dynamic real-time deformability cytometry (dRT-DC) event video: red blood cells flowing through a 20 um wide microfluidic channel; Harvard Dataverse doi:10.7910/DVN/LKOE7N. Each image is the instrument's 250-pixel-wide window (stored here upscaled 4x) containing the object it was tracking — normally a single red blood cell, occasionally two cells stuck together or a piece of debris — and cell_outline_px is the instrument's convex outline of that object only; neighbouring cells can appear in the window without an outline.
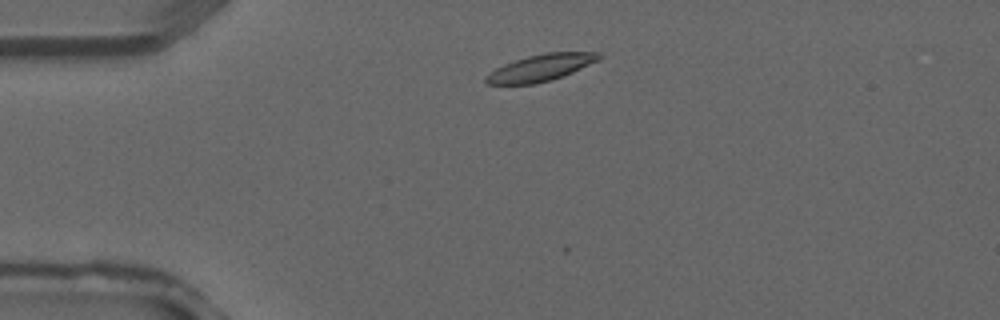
{"species": "common noctule bat (a hibernating species)", "species_latin": "Nyctalus noctula", "temperature_condition": "warm", "stored_images_in_passage": 2, "camera_frame_rate_fps": 3000, "um_per_image_px": 0.085, "animal": {"sex": "male", "forearm_length_mm": 52.5}, "frame": {"image": 1, "passage_image": 1, "time_ms": 0.0, "image_size_px": [1000, 320], "cell_outline_px": [[604, 56], [600, 60], [572, 72], [552, 80], [532, 84], [488, 84], [484, 80], [484, 76], [496, 68], [504, 64], [528, 56], [544, 52], [600, 52]], "centroid_in_image_um": [45.99, 5.75], "position_along_channel_um": 39.0, "area_um2": 17.63}}
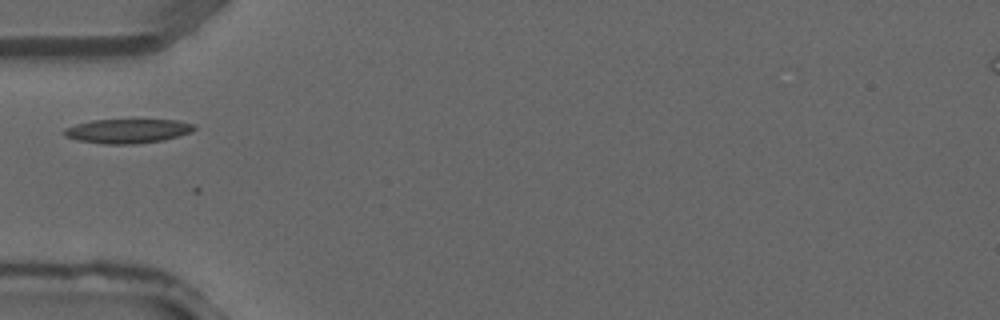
{"frame": {"image": 2, "passage_image": 2, "time_ms": 0.333, "image_size_px": [1000, 320], "cell_outline_px": [[196, 128], [192, 132], [164, 140], [136, 144], [104, 144], [76, 140], [64, 136], [64, 128], [76, 124], [92, 120], [176, 120], [196, 124]], "centroid_in_image_um": [10.86, 11.14], "position_along_channel_um": 74.1, "area_um2": 18.5}}